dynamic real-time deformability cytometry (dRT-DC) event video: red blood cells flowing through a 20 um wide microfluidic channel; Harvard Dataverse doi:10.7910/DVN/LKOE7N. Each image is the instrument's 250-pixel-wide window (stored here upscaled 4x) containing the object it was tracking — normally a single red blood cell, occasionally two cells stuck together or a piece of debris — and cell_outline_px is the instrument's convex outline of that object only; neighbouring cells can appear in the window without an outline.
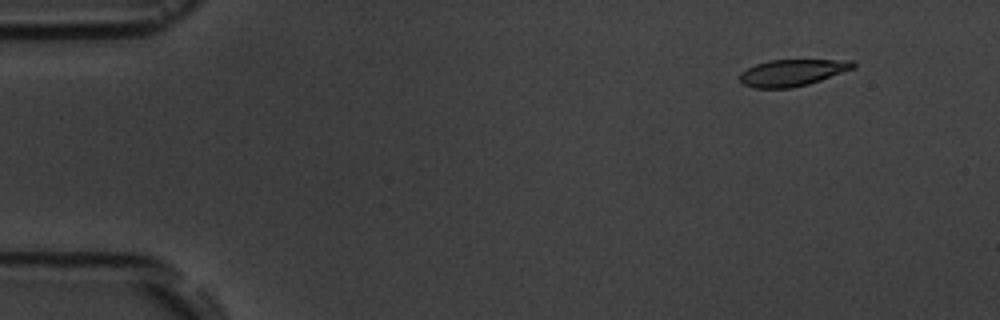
{"species": "common noctule bat (a hibernating species)", "species_latin": "Nyctalus noctula", "temperature_condition": "room temperature", "stored_images_in_passage": 6, "camera_frame_rate_fps": 3000, "um_per_image_px": 0.085, "animal": {"sex": "male", "body_mass_g": 19.5, "forearm_length_mm": 54.6}, "frame": {"image": 1, "passage_image": 2, "time_ms": 1.0, "image_size_px": [1000, 320], "cell_outline_px": [[856, 68], [808, 84], [792, 88], [752, 88], [744, 84], [740, 80], [740, 72], [756, 64], [768, 60], [852, 60], [856, 64]], "centroid_in_image_um": [67.36, 6.17], "position_along_channel_um": 17.6, "area_um2": 17.63}}
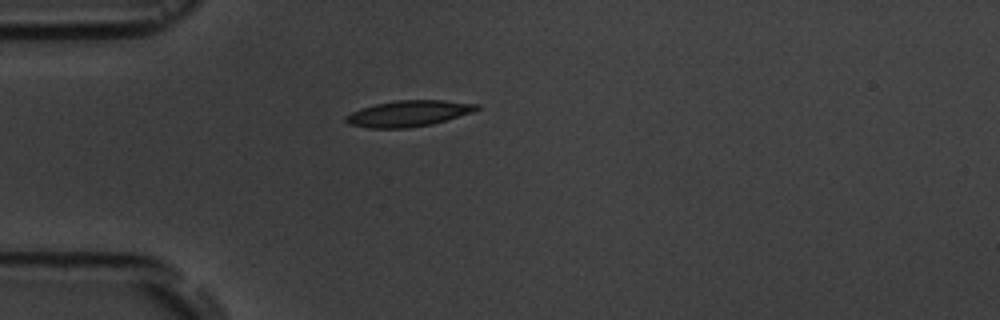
{"frame": {"image": 2, "passage_image": 5, "time_ms": 4.333, "image_size_px": [1000, 320], "cell_outline_px": [[480, 108], [472, 112], [432, 124], [408, 128], [368, 128], [348, 124], [344, 120], [344, 116], [360, 108], [376, 104], [396, 100], [444, 100], [480, 104]], "centroid_in_image_um": [34.7, 9.64], "position_along_channel_um": 50.3, "area_um2": 19.88}}